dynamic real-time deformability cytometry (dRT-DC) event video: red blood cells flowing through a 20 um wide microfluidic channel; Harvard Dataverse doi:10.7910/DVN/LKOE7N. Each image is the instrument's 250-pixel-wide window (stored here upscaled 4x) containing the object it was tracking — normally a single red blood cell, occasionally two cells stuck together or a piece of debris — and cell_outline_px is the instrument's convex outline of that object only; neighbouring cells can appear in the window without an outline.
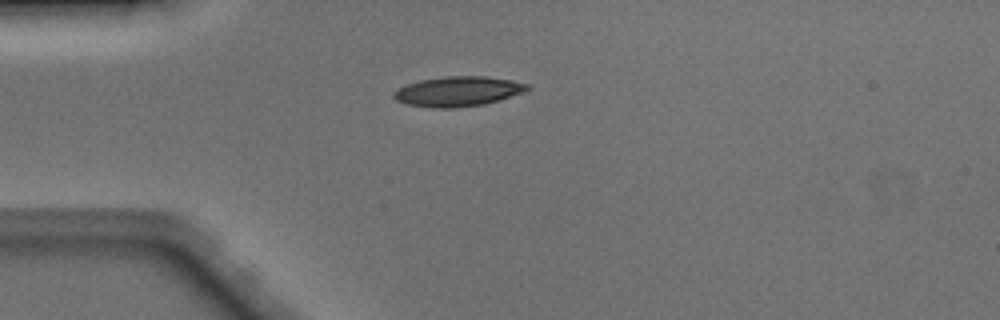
{"species": "Egyptian fruit bat (a non-hibernating species)", "species_latin": "Rousettus aegyptiacus", "temperature_condition": "warm", "stored_images_in_passage": 37, "camera_frame_rate_fps": 3000, "um_per_image_px": 0.085, "animal": {"sex": "male"}, "frame": {"image": 1, "passage_image": 1, "time_ms": 0.0, "image_size_px": [1000, 320], "cell_outline_px": [[532, 88], [524, 92], [500, 100], [484, 104], [452, 108], [432, 108], [408, 104], [396, 100], [392, 96], [392, 92], [408, 84], [420, 80], [444, 76], [484, 76], [512, 80], [528, 84]], "centroid_in_image_um": [38.95, 7.77], "position_along_channel_um": 46.1, "area_um2": 23.29}}
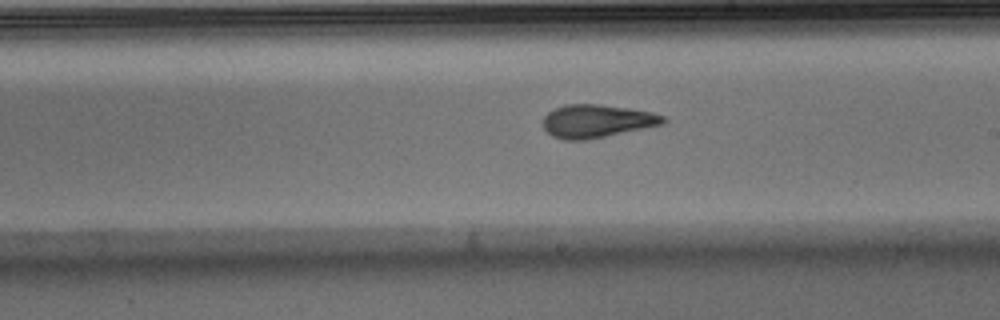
{"frame": {"image": 2, "passage_image": 16, "time_ms": 5.0, "image_size_px": [1000, 320], "cell_outline_px": [[668, 120], [664, 124], [588, 140], [564, 140], [552, 136], [544, 128], [544, 116], [548, 112], [564, 104], [600, 104], [628, 108], [652, 112], [664, 116]], "centroid_in_image_um": [50.75, 10.29], "position_along_channel_um": 238.3, "area_um2": 23.24}}
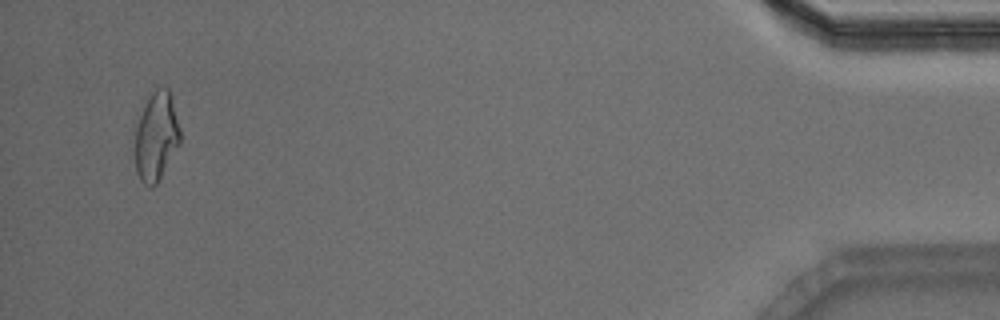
{"frame": {"image": 3, "passage_image": 35, "time_ms": 11.333, "image_size_px": [1000, 320], "cell_outline_px": [[180, 144], [156, 184], [152, 188], [144, 184], [140, 180], [136, 172], [136, 128], [144, 104], [148, 96], [156, 88], [168, 88], [172, 96], [180, 128]], "centroid_in_image_um": [13.3, 11.59], "position_along_channel_um": 421.9, "area_um2": 23.24}, "authors_computed_cell_mechanics": {"area_um2": 22.9466, "velocity_mm_per_s": 4.1592, "shape_relaxation_time_tau1_ms": 6.0678, "shape_relaxation_time_tau2_ms": 2.0746, "deformation_change_tau1": 0.2289, "deformation_change_tau2": 0.1145}}